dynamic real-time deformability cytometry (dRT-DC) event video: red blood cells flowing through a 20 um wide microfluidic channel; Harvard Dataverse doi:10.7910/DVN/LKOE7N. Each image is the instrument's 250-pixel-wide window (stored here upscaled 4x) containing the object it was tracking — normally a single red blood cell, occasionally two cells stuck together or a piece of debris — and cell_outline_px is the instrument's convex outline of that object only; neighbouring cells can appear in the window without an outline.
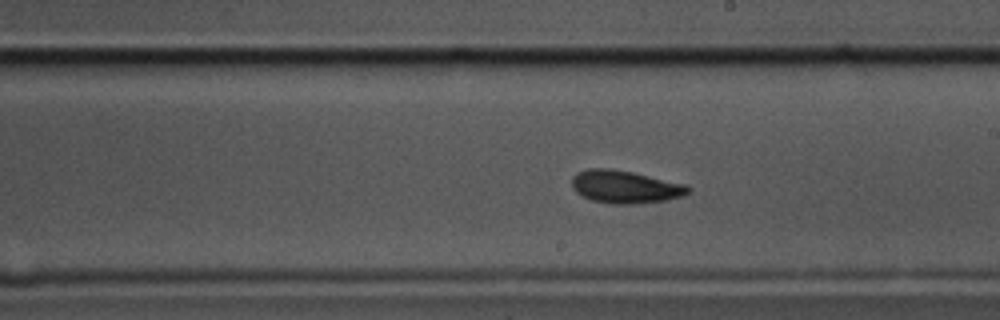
{"species": "common noctule bat (a hibernating species)", "species_latin": "Nyctalus noctula", "temperature_condition": "cold", "stored_images_in_passage": 48, "camera_frame_rate_fps": 3000, "um_per_image_px": 0.085, "animal": {"sex": "male", "body_mass_g": 17.5, "forearm_length_mm": 52.3}, "frame": {"image": 1, "passage_image": 30, "time_ms": 9.667, "image_size_px": [1000, 320], "cell_outline_px": [[692, 188], [684, 196], [668, 200], [636, 204], [608, 204], [592, 200], [580, 196], [572, 188], [572, 176], [576, 172], [588, 168], [608, 168], [632, 172], [688, 184]], "centroid_in_image_um": [53.14, 15.89], "position_along_channel_um": 235.9, "area_um2": 22.66}}
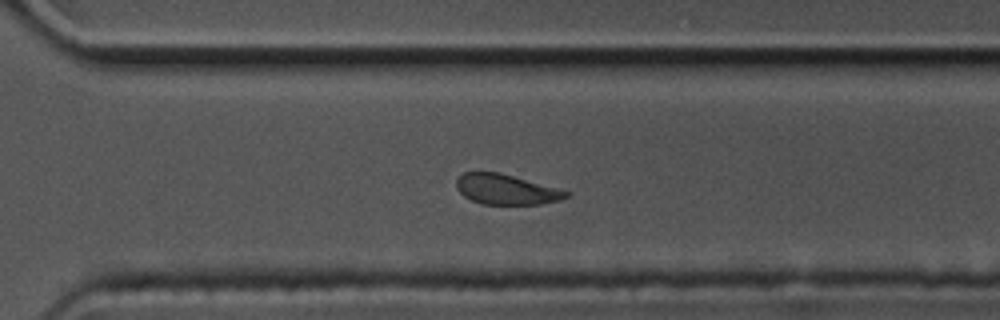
{"frame": {"image": 2, "passage_image": 38, "time_ms": 12.333, "image_size_px": [1000, 320], "cell_outline_px": [[572, 192], [568, 196], [560, 200], [540, 204], [484, 204], [472, 200], [464, 196], [456, 188], [456, 180], [464, 172], [500, 172]], "centroid_in_image_um": [43.03, 16.09], "position_along_channel_um": 327.6, "area_um2": 19.25}}
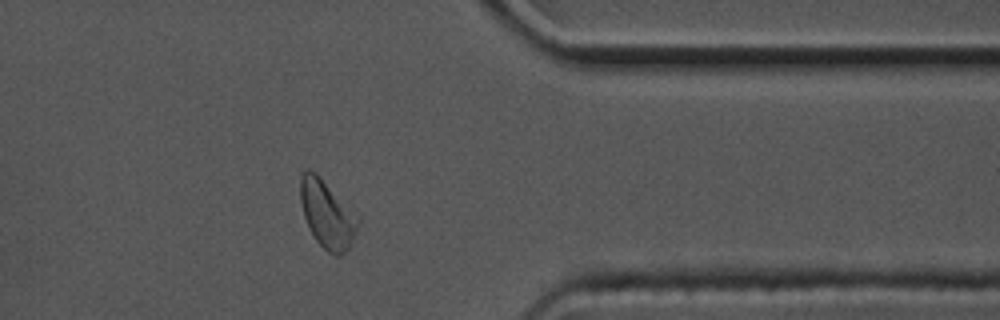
{"frame": {"image": 3, "passage_image": 44, "time_ms": 14.333, "image_size_px": [1000, 320], "cell_outline_px": [[360, 224], [348, 248], [340, 256], [336, 256], [328, 252], [316, 240], [304, 216], [300, 200], [300, 176], [308, 168], [316, 172], [360, 216]], "centroid_in_image_um": [27.83, 18.18], "position_along_channel_um": 383.6, "area_um2": 22.77}, "authors_computed_cell_mechanics": {"area_um2": 21.5594, "velocity_mm_per_s": 3.4386, "shape_relaxation_time_tau1_ms": 3.789, "shape_relaxation_time_tau2_ms": 5.0992, "deformation_change_tau1": 0.1262, "deformation_change_tau2": 0.1001}}